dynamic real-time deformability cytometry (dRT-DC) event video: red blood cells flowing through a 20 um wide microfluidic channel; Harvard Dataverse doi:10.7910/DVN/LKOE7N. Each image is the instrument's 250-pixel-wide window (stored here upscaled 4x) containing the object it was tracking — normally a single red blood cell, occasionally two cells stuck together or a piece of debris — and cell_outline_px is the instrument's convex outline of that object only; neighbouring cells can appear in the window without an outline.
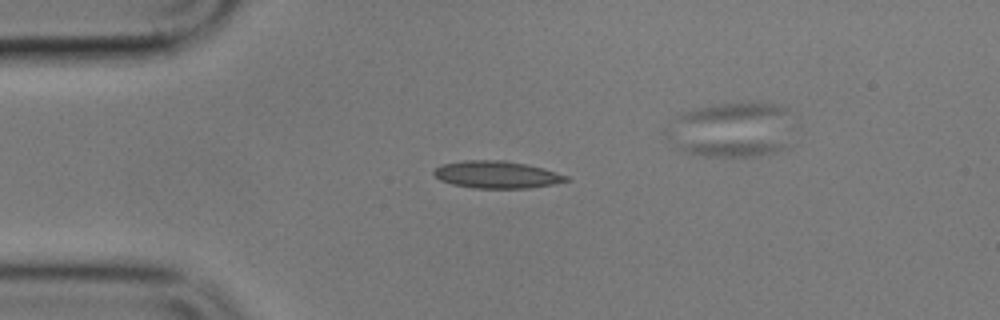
{"species": "common noctule bat (a hibernating species)", "species_latin": "Nyctalus noctula", "temperature_condition": "cold", "stored_images_in_passage": 3, "segment_of_instrument_passage": [1, 2], "camera_frame_rate_fps": 3000, "um_per_image_px": 0.085, "animal": {"sex": "male", "body_mass_g": 17.9}, "frame": {"image": 1, "passage_image": 1, "time_ms": 0.0, "image_size_px": [1000, 320], "cell_outline_px": [[572, 180], [552, 184], [528, 188], [476, 188], [452, 184], [440, 180], [432, 172], [440, 164], [464, 160], [504, 160], [544, 168], [568, 176]], "centroid_in_image_um": [42.22, 14.84], "position_along_channel_um": 42.8, "area_um2": 20.98}}